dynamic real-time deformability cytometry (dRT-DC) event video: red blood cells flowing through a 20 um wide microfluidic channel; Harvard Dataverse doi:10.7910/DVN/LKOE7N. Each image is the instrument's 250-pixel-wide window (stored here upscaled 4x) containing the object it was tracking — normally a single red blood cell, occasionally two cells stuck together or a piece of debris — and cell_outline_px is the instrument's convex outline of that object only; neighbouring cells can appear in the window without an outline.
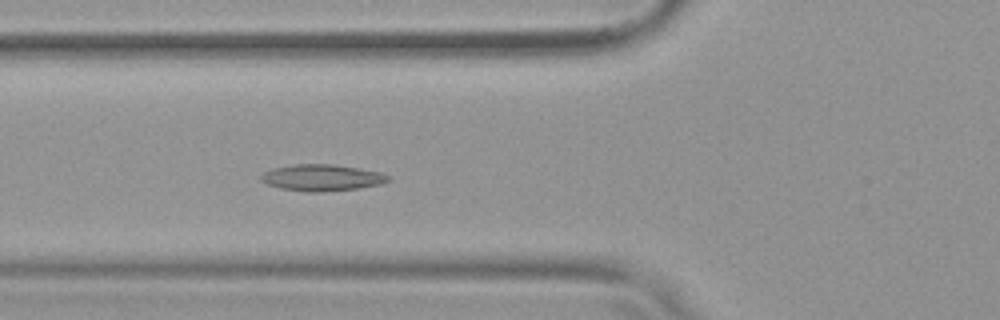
{"species": "common noctule bat (a hibernating species)", "species_latin": "Nyctalus noctula", "temperature_condition": "warm", "stored_images_in_passage": 53, "camera_frame_rate_fps": 3000, "um_per_image_px": 0.085, "animal": {"sex": "female", "body_mass_g": 19.9}, "frame": {"image": 1, "passage_image": 20, "time_ms": 6.333, "image_size_px": [1000, 320], "cell_outline_px": [[392, 180], [380, 184], [360, 188], [324, 192], [308, 192], [280, 188], [268, 184], [260, 180], [260, 176], [264, 172], [272, 168], [296, 164], [336, 164], [380, 172], [392, 176]], "centroid_in_image_um": [27.4, 15.1], "position_along_channel_um": 98.4, "area_um2": 19.83}}
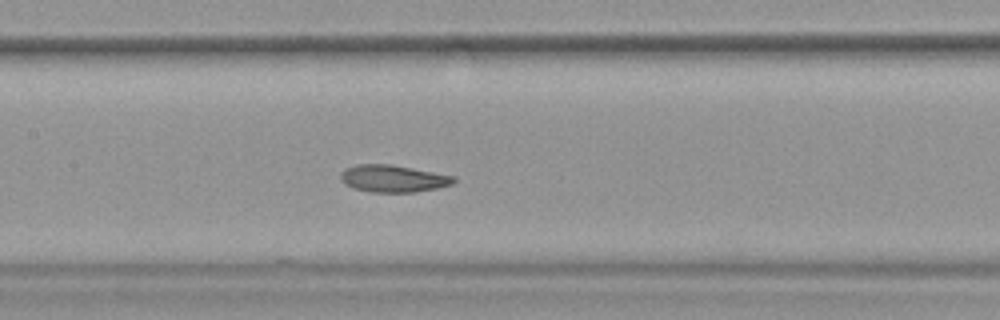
{"frame": {"image": 2, "passage_image": 26, "time_ms": 8.333, "image_size_px": [1000, 320], "cell_outline_px": [[456, 180], [452, 184], [436, 188], [416, 192], [368, 192], [352, 188], [344, 184], [340, 180], [340, 172], [344, 168], [356, 164], [392, 164], [456, 176]], "centroid_in_image_um": [33.37, 15.17], "position_along_channel_um": 174.0, "area_um2": 18.21}}
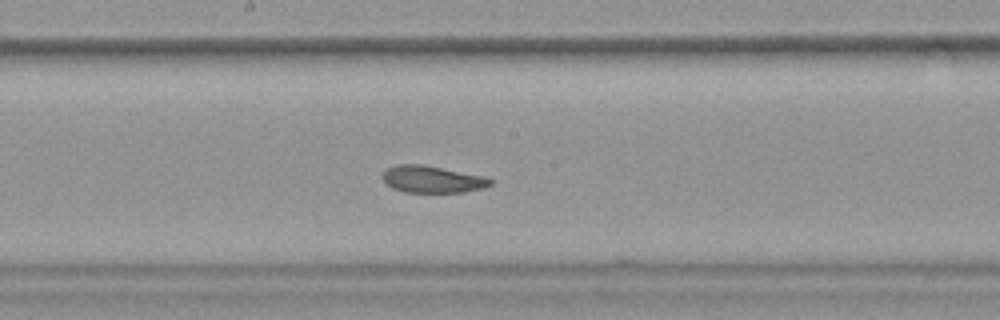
{"frame": {"image": 3, "passage_image": 29, "time_ms": 9.333, "image_size_px": [1000, 320], "cell_outline_px": [[492, 184], [484, 188], [464, 192], [404, 192], [392, 188], [384, 184], [380, 176], [388, 168], [396, 164], [420, 164], [484, 176], [492, 180]], "centroid_in_image_um": [36.69, 15.25], "position_along_channel_um": 211.5, "area_um2": 16.99}, "authors_computed_cell_mechanics": {"area_um2": 19.074, "velocity_mm_per_s": 3.7789, "shape_relaxation_time_tau1_ms": 6.4823, "shape_relaxation_time_tau2_ms": 3.3002, "deformation_change_tau1": 0.1192, "deformation_change_tau2": 0.0973}}